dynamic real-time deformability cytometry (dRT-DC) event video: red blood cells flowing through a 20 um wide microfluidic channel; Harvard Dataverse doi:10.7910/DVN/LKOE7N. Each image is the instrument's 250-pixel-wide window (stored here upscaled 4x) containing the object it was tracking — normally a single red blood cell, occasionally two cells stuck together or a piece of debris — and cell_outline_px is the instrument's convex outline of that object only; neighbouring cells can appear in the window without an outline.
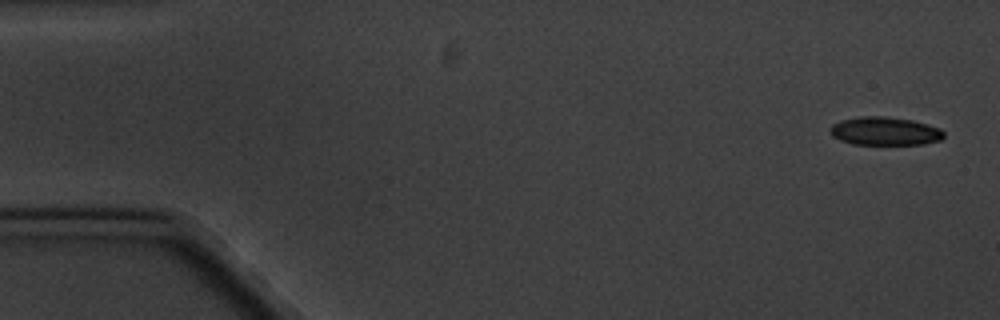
{"species": "common noctule bat (a hibernating species)", "species_latin": "Nyctalus noctula", "temperature_condition": "cold", "stored_images_in_passage": 5, "camera_frame_rate_fps": 3000, "um_per_image_px": 0.085, "animal": {"sex": "male", "body_mass_g": 20.1, "forearm_length_mm": 53.5}, "frame": {"image": 1, "passage_image": 1, "time_ms": 0.0, "image_size_px": [1000, 320], "cell_outline_px": [[944, 136], [940, 140], [924, 144], [852, 144], [840, 140], [832, 136], [832, 124], [840, 120], [860, 116], [884, 116], [912, 120], [928, 124], [940, 128], [944, 132]], "centroid_in_image_um": [75.23, 11.14], "position_along_channel_um": 9.8, "area_um2": 18.73}}
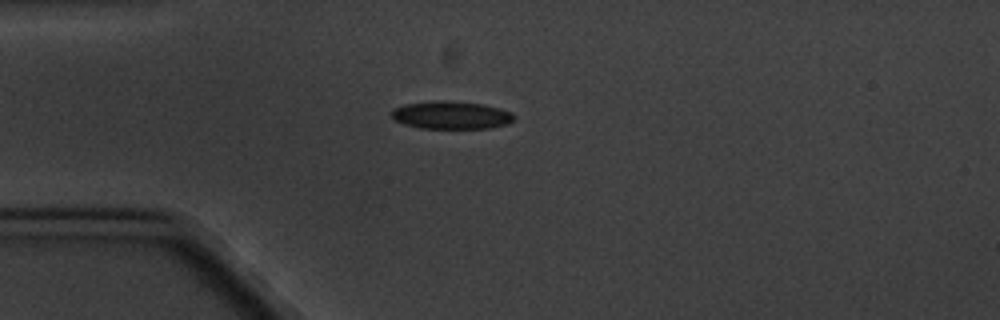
{"frame": {"image": 2, "passage_image": 4, "time_ms": 4.333, "image_size_px": [1000, 320], "cell_outline_px": [[516, 116], [508, 124], [488, 128], [416, 128], [404, 124], [396, 120], [392, 116], [392, 108], [404, 104], [436, 100], [444, 100], [480, 104], [512, 112]], "centroid_in_image_um": [38.32, 9.79], "position_along_channel_um": 46.7, "area_um2": 19.77}}
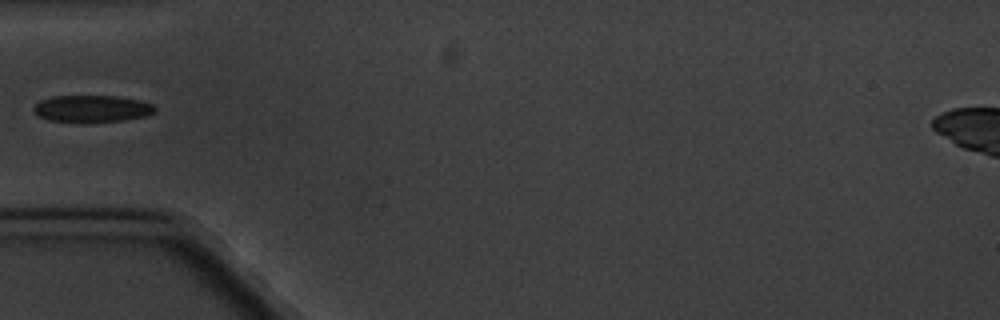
{"frame": {"image": 3, "passage_image": 5, "time_ms": 5.667, "image_size_px": [1000, 320], "cell_outline_px": [[156, 112], [148, 116], [124, 120], [48, 120], [40, 116], [32, 108], [40, 100], [52, 96], [116, 96], [140, 100], [152, 104], [156, 108]], "centroid_in_image_um": [7.87, 9.2], "position_along_channel_um": 77.1, "area_um2": 18.44}}